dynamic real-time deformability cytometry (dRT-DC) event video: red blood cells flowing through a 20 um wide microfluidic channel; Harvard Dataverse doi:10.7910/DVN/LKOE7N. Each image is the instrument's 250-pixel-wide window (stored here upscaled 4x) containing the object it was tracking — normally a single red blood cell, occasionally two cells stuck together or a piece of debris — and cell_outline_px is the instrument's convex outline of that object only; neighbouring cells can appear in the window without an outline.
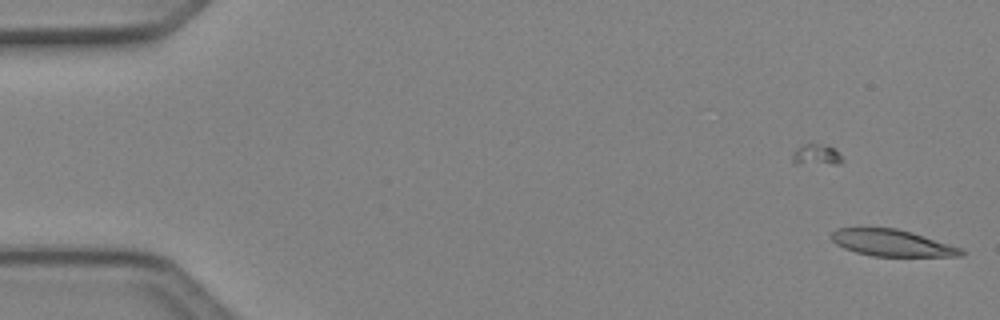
{"species": "Egyptian fruit bat (a non-hibernating species)", "species_latin": "Rousettus aegyptiacus", "temperature_condition": "cold", "stored_images_in_passage": 6, "camera_frame_rate_fps": 3000, "um_per_image_px": 0.085, "animal": {"sex": "female"}, "frame": {"image": 1, "passage_image": 2, "time_ms": 0.333, "image_size_px": [1000, 320], "cell_outline_px": [[964, 256], [872, 256], [856, 252], [844, 248], [836, 244], [832, 240], [832, 232], [836, 228], [896, 228], [912, 232], [964, 248]], "centroid_in_image_um": [75.86, 20.65], "position_along_channel_um": 9.1, "area_um2": 20.17}}
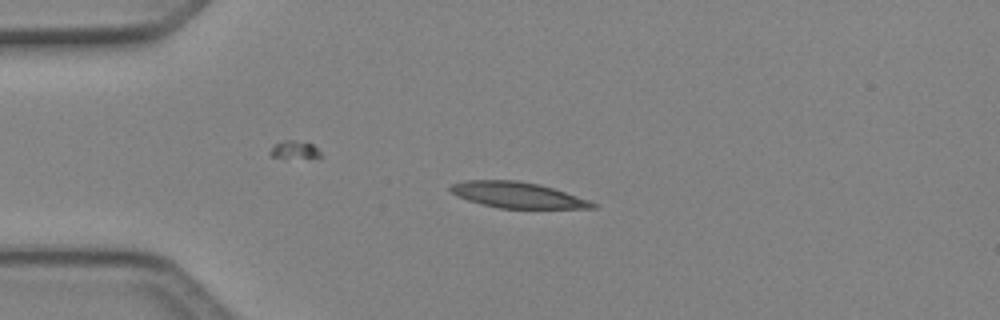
{"frame": {"image": 2, "passage_image": 5, "time_ms": 1.333, "image_size_px": [1000, 320], "cell_outline_px": [[596, 208], [500, 208], [468, 200], [456, 196], [448, 188], [452, 184], [464, 180], [516, 180], [536, 184], [552, 188], [588, 200], [596, 204]], "centroid_in_image_um": [43.92, 16.57], "position_along_channel_um": 41.1, "area_um2": 20.98}}